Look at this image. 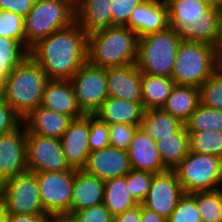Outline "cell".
Instances as JSON below:
<instances>
[{
	"mask_svg": "<svg viewBox=\"0 0 222 222\" xmlns=\"http://www.w3.org/2000/svg\"><path fill=\"white\" fill-rule=\"evenodd\" d=\"M5 91V78L0 75V98L4 97Z\"/></svg>",
	"mask_w": 222,
	"mask_h": 222,
	"instance_id": "obj_51",
	"label": "cell"
},
{
	"mask_svg": "<svg viewBox=\"0 0 222 222\" xmlns=\"http://www.w3.org/2000/svg\"><path fill=\"white\" fill-rule=\"evenodd\" d=\"M104 201V180L83 169L75 170L70 215Z\"/></svg>",
	"mask_w": 222,
	"mask_h": 222,
	"instance_id": "obj_22",
	"label": "cell"
},
{
	"mask_svg": "<svg viewBox=\"0 0 222 222\" xmlns=\"http://www.w3.org/2000/svg\"><path fill=\"white\" fill-rule=\"evenodd\" d=\"M0 222H9V214L3 206L0 207Z\"/></svg>",
	"mask_w": 222,
	"mask_h": 222,
	"instance_id": "obj_50",
	"label": "cell"
},
{
	"mask_svg": "<svg viewBox=\"0 0 222 222\" xmlns=\"http://www.w3.org/2000/svg\"><path fill=\"white\" fill-rule=\"evenodd\" d=\"M127 153L131 169L152 174L166 171L156 141L140 127L135 130Z\"/></svg>",
	"mask_w": 222,
	"mask_h": 222,
	"instance_id": "obj_19",
	"label": "cell"
},
{
	"mask_svg": "<svg viewBox=\"0 0 222 222\" xmlns=\"http://www.w3.org/2000/svg\"><path fill=\"white\" fill-rule=\"evenodd\" d=\"M183 195L174 170H166L153 175L148 196L142 204L167 220Z\"/></svg>",
	"mask_w": 222,
	"mask_h": 222,
	"instance_id": "obj_13",
	"label": "cell"
},
{
	"mask_svg": "<svg viewBox=\"0 0 222 222\" xmlns=\"http://www.w3.org/2000/svg\"><path fill=\"white\" fill-rule=\"evenodd\" d=\"M140 222H167V220L155 211H152L141 204Z\"/></svg>",
	"mask_w": 222,
	"mask_h": 222,
	"instance_id": "obj_46",
	"label": "cell"
},
{
	"mask_svg": "<svg viewBox=\"0 0 222 222\" xmlns=\"http://www.w3.org/2000/svg\"><path fill=\"white\" fill-rule=\"evenodd\" d=\"M90 152L110 146L108 124L90 115V133L88 138Z\"/></svg>",
	"mask_w": 222,
	"mask_h": 222,
	"instance_id": "obj_38",
	"label": "cell"
},
{
	"mask_svg": "<svg viewBox=\"0 0 222 222\" xmlns=\"http://www.w3.org/2000/svg\"><path fill=\"white\" fill-rule=\"evenodd\" d=\"M181 41L170 27L138 38L136 67L141 73L171 77Z\"/></svg>",
	"mask_w": 222,
	"mask_h": 222,
	"instance_id": "obj_6",
	"label": "cell"
},
{
	"mask_svg": "<svg viewBox=\"0 0 222 222\" xmlns=\"http://www.w3.org/2000/svg\"><path fill=\"white\" fill-rule=\"evenodd\" d=\"M89 133L90 115H83L72 119L68 129L60 138L63 153L72 169L81 170L87 162L90 154Z\"/></svg>",
	"mask_w": 222,
	"mask_h": 222,
	"instance_id": "obj_15",
	"label": "cell"
},
{
	"mask_svg": "<svg viewBox=\"0 0 222 222\" xmlns=\"http://www.w3.org/2000/svg\"><path fill=\"white\" fill-rule=\"evenodd\" d=\"M169 27L182 40L203 42L214 47L220 9L201 0H165Z\"/></svg>",
	"mask_w": 222,
	"mask_h": 222,
	"instance_id": "obj_2",
	"label": "cell"
},
{
	"mask_svg": "<svg viewBox=\"0 0 222 222\" xmlns=\"http://www.w3.org/2000/svg\"><path fill=\"white\" fill-rule=\"evenodd\" d=\"M0 36L13 39L25 48L24 17L8 10H0Z\"/></svg>",
	"mask_w": 222,
	"mask_h": 222,
	"instance_id": "obj_35",
	"label": "cell"
},
{
	"mask_svg": "<svg viewBox=\"0 0 222 222\" xmlns=\"http://www.w3.org/2000/svg\"><path fill=\"white\" fill-rule=\"evenodd\" d=\"M200 103L222 110V66L200 87Z\"/></svg>",
	"mask_w": 222,
	"mask_h": 222,
	"instance_id": "obj_34",
	"label": "cell"
},
{
	"mask_svg": "<svg viewBox=\"0 0 222 222\" xmlns=\"http://www.w3.org/2000/svg\"><path fill=\"white\" fill-rule=\"evenodd\" d=\"M203 1L207 6L221 9L222 8V0H201Z\"/></svg>",
	"mask_w": 222,
	"mask_h": 222,
	"instance_id": "obj_49",
	"label": "cell"
},
{
	"mask_svg": "<svg viewBox=\"0 0 222 222\" xmlns=\"http://www.w3.org/2000/svg\"><path fill=\"white\" fill-rule=\"evenodd\" d=\"M185 124L178 118L161 109L145 110L140 128L154 141L177 133Z\"/></svg>",
	"mask_w": 222,
	"mask_h": 222,
	"instance_id": "obj_27",
	"label": "cell"
},
{
	"mask_svg": "<svg viewBox=\"0 0 222 222\" xmlns=\"http://www.w3.org/2000/svg\"><path fill=\"white\" fill-rule=\"evenodd\" d=\"M222 66L210 44L182 40L177 50L172 80L175 85L200 87Z\"/></svg>",
	"mask_w": 222,
	"mask_h": 222,
	"instance_id": "obj_5",
	"label": "cell"
},
{
	"mask_svg": "<svg viewBox=\"0 0 222 222\" xmlns=\"http://www.w3.org/2000/svg\"><path fill=\"white\" fill-rule=\"evenodd\" d=\"M196 206L202 222H222V188L196 192Z\"/></svg>",
	"mask_w": 222,
	"mask_h": 222,
	"instance_id": "obj_33",
	"label": "cell"
},
{
	"mask_svg": "<svg viewBox=\"0 0 222 222\" xmlns=\"http://www.w3.org/2000/svg\"><path fill=\"white\" fill-rule=\"evenodd\" d=\"M67 2L70 6H72L75 10L79 7L82 0H62Z\"/></svg>",
	"mask_w": 222,
	"mask_h": 222,
	"instance_id": "obj_52",
	"label": "cell"
},
{
	"mask_svg": "<svg viewBox=\"0 0 222 222\" xmlns=\"http://www.w3.org/2000/svg\"><path fill=\"white\" fill-rule=\"evenodd\" d=\"M141 204L114 217L113 222H140Z\"/></svg>",
	"mask_w": 222,
	"mask_h": 222,
	"instance_id": "obj_44",
	"label": "cell"
},
{
	"mask_svg": "<svg viewBox=\"0 0 222 222\" xmlns=\"http://www.w3.org/2000/svg\"><path fill=\"white\" fill-rule=\"evenodd\" d=\"M83 170L105 181L125 176L131 170V166L126 150L107 146L90 152Z\"/></svg>",
	"mask_w": 222,
	"mask_h": 222,
	"instance_id": "obj_16",
	"label": "cell"
},
{
	"mask_svg": "<svg viewBox=\"0 0 222 222\" xmlns=\"http://www.w3.org/2000/svg\"><path fill=\"white\" fill-rule=\"evenodd\" d=\"M103 204L113 217L139 205L128 192L125 176L104 181Z\"/></svg>",
	"mask_w": 222,
	"mask_h": 222,
	"instance_id": "obj_29",
	"label": "cell"
},
{
	"mask_svg": "<svg viewBox=\"0 0 222 222\" xmlns=\"http://www.w3.org/2000/svg\"><path fill=\"white\" fill-rule=\"evenodd\" d=\"M214 49L218 57L222 60V8L219 11L217 36L214 44Z\"/></svg>",
	"mask_w": 222,
	"mask_h": 222,
	"instance_id": "obj_47",
	"label": "cell"
},
{
	"mask_svg": "<svg viewBox=\"0 0 222 222\" xmlns=\"http://www.w3.org/2000/svg\"><path fill=\"white\" fill-rule=\"evenodd\" d=\"M77 104L84 115H95L108 97L107 68L87 62L69 79Z\"/></svg>",
	"mask_w": 222,
	"mask_h": 222,
	"instance_id": "obj_10",
	"label": "cell"
},
{
	"mask_svg": "<svg viewBox=\"0 0 222 222\" xmlns=\"http://www.w3.org/2000/svg\"><path fill=\"white\" fill-rule=\"evenodd\" d=\"M49 214L43 215H24L9 214V222H48Z\"/></svg>",
	"mask_w": 222,
	"mask_h": 222,
	"instance_id": "obj_45",
	"label": "cell"
},
{
	"mask_svg": "<svg viewBox=\"0 0 222 222\" xmlns=\"http://www.w3.org/2000/svg\"><path fill=\"white\" fill-rule=\"evenodd\" d=\"M76 10L62 0H36L24 18L25 49L76 21Z\"/></svg>",
	"mask_w": 222,
	"mask_h": 222,
	"instance_id": "obj_7",
	"label": "cell"
},
{
	"mask_svg": "<svg viewBox=\"0 0 222 222\" xmlns=\"http://www.w3.org/2000/svg\"><path fill=\"white\" fill-rule=\"evenodd\" d=\"M74 176L75 169L36 173L41 203L47 214H70Z\"/></svg>",
	"mask_w": 222,
	"mask_h": 222,
	"instance_id": "obj_11",
	"label": "cell"
},
{
	"mask_svg": "<svg viewBox=\"0 0 222 222\" xmlns=\"http://www.w3.org/2000/svg\"><path fill=\"white\" fill-rule=\"evenodd\" d=\"M189 151L222 158V132L200 131L188 132Z\"/></svg>",
	"mask_w": 222,
	"mask_h": 222,
	"instance_id": "obj_32",
	"label": "cell"
},
{
	"mask_svg": "<svg viewBox=\"0 0 222 222\" xmlns=\"http://www.w3.org/2000/svg\"><path fill=\"white\" fill-rule=\"evenodd\" d=\"M142 101L145 110L161 109L175 86L171 77L142 73Z\"/></svg>",
	"mask_w": 222,
	"mask_h": 222,
	"instance_id": "obj_28",
	"label": "cell"
},
{
	"mask_svg": "<svg viewBox=\"0 0 222 222\" xmlns=\"http://www.w3.org/2000/svg\"><path fill=\"white\" fill-rule=\"evenodd\" d=\"M71 120L69 116L39 106L23 118L22 123L27 134L60 139Z\"/></svg>",
	"mask_w": 222,
	"mask_h": 222,
	"instance_id": "obj_21",
	"label": "cell"
},
{
	"mask_svg": "<svg viewBox=\"0 0 222 222\" xmlns=\"http://www.w3.org/2000/svg\"><path fill=\"white\" fill-rule=\"evenodd\" d=\"M112 0H82L76 9V22L87 35L113 26Z\"/></svg>",
	"mask_w": 222,
	"mask_h": 222,
	"instance_id": "obj_24",
	"label": "cell"
},
{
	"mask_svg": "<svg viewBox=\"0 0 222 222\" xmlns=\"http://www.w3.org/2000/svg\"><path fill=\"white\" fill-rule=\"evenodd\" d=\"M36 0H0V10H8L26 17Z\"/></svg>",
	"mask_w": 222,
	"mask_h": 222,
	"instance_id": "obj_43",
	"label": "cell"
},
{
	"mask_svg": "<svg viewBox=\"0 0 222 222\" xmlns=\"http://www.w3.org/2000/svg\"><path fill=\"white\" fill-rule=\"evenodd\" d=\"M27 169L30 172H61L72 168L67 163L60 139L27 134Z\"/></svg>",
	"mask_w": 222,
	"mask_h": 222,
	"instance_id": "obj_12",
	"label": "cell"
},
{
	"mask_svg": "<svg viewBox=\"0 0 222 222\" xmlns=\"http://www.w3.org/2000/svg\"><path fill=\"white\" fill-rule=\"evenodd\" d=\"M141 83L142 73L136 64L107 68L108 97L143 103Z\"/></svg>",
	"mask_w": 222,
	"mask_h": 222,
	"instance_id": "obj_17",
	"label": "cell"
},
{
	"mask_svg": "<svg viewBox=\"0 0 222 222\" xmlns=\"http://www.w3.org/2000/svg\"><path fill=\"white\" fill-rule=\"evenodd\" d=\"M72 216L76 222H113L114 219L103 203L76 211Z\"/></svg>",
	"mask_w": 222,
	"mask_h": 222,
	"instance_id": "obj_41",
	"label": "cell"
},
{
	"mask_svg": "<svg viewBox=\"0 0 222 222\" xmlns=\"http://www.w3.org/2000/svg\"><path fill=\"white\" fill-rule=\"evenodd\" d=\"M0 207H2V186H0Z\"/></svg>",
	"mask_w": 222,
	"mask_h": 222,
	"instance_id": "obj_53",
	"label": "cell"
},
{
	"mask_svg": "<svg viewBox=\"0 0 222 222\" xmlns=\"http://www.w3.org/2000/svg\"><path fill=\"white\" fill-rule=\"evenodd\" d=\"M40 107L76 119L81 112L70 80L49 79L42 94Z\"/></svg>",
	"mask_w": 222,
	"mask_h": 222,
	"instance_id": "obj_20",
	"label": "cell"
},
{
	"mask_svg": "<svg viewBox=\"0 0 222 222\" xmlns=\"http://www.w3.org/2000/svg\"><path fill=\"white\" fill-rule=\"evenodd\" d=\"M152 173L131 169L126 175L127 189L138 204H142L148 196Z\"/></svg>",
	"mask_w": 222,
	"mask_h": 222,
	"instance_id": "obj_36",
	"label": "cell"
},
{
	"mask_svg": "<svg viewBox=\"0 0 222 222\" xmlns=\"http://www.w3.org/2000/svg\"><path fill=\"white\" fill-rule=\"evenodd\" d=\"M48 222H76L70 214H49Z\"/></svg>",
	"mask_w": 222,
	"mask_h": 222,
	"instance_id": "obj_48",
	"label": "cell"
},
{
	"mask_svg": "<svg viewBox=\"0 0 222 222\" xmlns=\"http://www.w3.org/2000/svg\"><path fill=\"white\" fill-rule=\"evenodd\" d=\"M138 36L127 26L115 25L87 35V63L101 68L136 64Z\"/></svg>",
	"mask_w": 222,
	"mask_h": 222,
	"instance_id": "obj_3",
	"label": "cell"
},
{
	"mask_svg": "<svg viewBox=\"0 0 222 222\" xmlns=\"http://www.w3.org/2000/svg\"><path fill=\"white\" fill-rule=\"evenodd\" d=\"M27 130L21 123L15 130L0 135V183L27 169Z\"/></svg>",
	"mask_w": 222,
	"mask_h": 222,
	"instance_id": "obj_14",
	"label": "cell"
},
{
	"mask_svg": "<svg viewBox=\"0 0 222 222\" xmlns=\"http://www.w3.org/2000/svg\"><path fill=\"white\" fill-rule=\"evenodd\" d=\"M108 128L110 146L127 151L137 126L117 123L109 124Z\"/></svg>",
	"mask_w": 222,
	"mask_h": 222,
	"instance_id": "obj_39",
	"label": "cell"
},
{
	"mask_svg": "<svg viewBox=\"0 0 222 222\" xmlns=\"http://www.w3.org/2000/svg\"><path fill=\"white\" fill-rule=\"evenodd\" d=\"M146 0H112L111 14L113 26H126L132 11Z\"/></svg>",
	"mask_w": 222,
	"mask_h": 222,
	"instance_id": "obj_40",
	"label": "cell"
},
{
	"mask_svg": "<svg viewBox=\"0 0 222 222\" xmlns=\"http://www.w3.org/2000/svg\"><path fill=\"white\" fill-rule=\"evenodd\" d=\"M144 111L143 103L107 97L95 116L108 125L121 123L140 127Z\"/></svg>",
	"mask_w": 222,
	"mask_h": 222,
	"instance_id": "obj_23",
	"label": "cell"
},
{
	"mask_svg": "<svg viewBox=\"0 0 222 222\" xmlns=\"http://www.w3.org/2000/svg\"><path fill=\"white\" fill-rule=\"evenodd\" d=\"M28 55L19 42L0 36V75L6 79Z\"/></svg>",
	"mask_w": 222,
	"mask_h": 222,
	"instance_id": "obj_31",
	"label": "cell"
},
{
	"mask_svg": "<svg viewBox=\"0 0 222 222\" xmlns=\"http://www.w3.org/2000/svg\"><path fill=\"white\" fill-rule=\"evenodd\" d=\"M49 78L29 55L5 79L4 101L21 118L41 104Z\"/></svg>",
	"mask_w": 222,
	"mask_h": 222,
	"instance_id": "obj_4",
	"label": "cell"
},
{
	"mask_svg": "<svg viewBox=\"0 0 222 222\" xmlns=\"http://www.w3.org/2000/svg\"><path fill=\"white\" fill-rule=\"evenodd\" d=\"M199 104L198 87L175 85L162 109L185 123Z\"/></svg>",
	"mask_w": 222,
	"mask_h": 222,
	"instance_id": "obj_25",
	"label": "cell"
},
{
	"mask_svg": "<svg viewBox=\"0 0 222 222\" xmlns=\"http://www.w3.org/2000/svg\"><path fill=\"white\" fill-rule=\"evenodd\" d=\"M174 172L186 194L222 188L220 157L189 151Z\"/></svg>",
	"mask_w": 222,
	"mask_h": 222,
	"instance_id": "obj_8",
	"label": "cell"
},
{
	"mask_svg": "<svg viewBox=\"0 0 222 222\" xmlns=\"http://www.w3.org/2000/svg\"><path fill=\"white\" fill-rule=\"evenodd\" d=\"M2 206L8 214H47L41 203L36 173L26 171L2 183Z\"/></svg>",
	"mask_w": 222,
	"mask_h": 222,
	"instance_id": "obj_9",
	"label": "cell"
},
{
	"mask_svg": "<svg viewBox=\"0 0 222 222\" xmlns=\"http://www.w3.org/2000/svg\"><path fill=\"white\" fill-rule=\"evenodd\" d=\"M156 146L166 170H174L189 152V134L185 125L171 136L161 137Z\"/></svg>",
	"mask_w": 222,
	"mask_h": 222,
	"instance_id": "obj_26",
	"label": "cell"
},
{
	"mask_svg": "<svg viewBox=\"0 0 222 222\" xmlns=\"http://www.w3.org/2000/svg\"><path fill=\"white\" fill-rule=\"evenodd\" d=\"M184 124L187 132L208 130L222 132V110L210 108L200 103Z\"/></svg>",
	"mask_w": 222,
	"mask_h": 222,
	"instance_id": "obj_30",
	"label": "cell"
},
{
	"mask_svg": "<svg viewBox=\"0 0 222 222\" xmlns=\"http://www.w3.org/2000/svg\"><path fill=\"white\" fill-rule=\"evenodd\" d=\"M167 222H202L196 206V192L192 194L184 193Z\"/></svg>",
	"mask_w": 222,
	"mask_h": 222,
	"instance_id": "obj_37",
	"label": "cell"
},
{
	"mask_svg": "<svg viewBox=\"0 0 222 222\" xmlns=\"http://www.w3.org/2000/svg\"><path fill=\"white\" fill-rule=\"evenodd\" d=\"M49 79L69 80L87 62V34L75 21L30 48Z\"/></svg>",
	"mask_w": 222,
	"mask_h": 222,
	"instance_id": "obj_1",
	"label": "cell"
},
{
	"mask_svg": "<svg viewBox=\"0 0 222 222\" xmlns=\"http://www.w3.org/2000/svg\"><path fill=\"white\" fill-rule=\"evenodd\" d=\"M138 38L169 27L168 8L165 0H146L131 13L126 25Z\"/></svg>",
	"mask_w": 222,
	"mask_h": 222,
	"instance_id": "obj_18",
	"label": "cell"
},
{
	"mask_svg": "<svg viewBox=\"0 0 222 222\" xmlns=\"http://www.w3.org/2000/svg\"><path fill=\"white\" fill-rule=\"evenodd\" d=\"M21 123L22 119L13 111L3 98H0V135L12 132Z\"/></svg>",
	"mask_w": 222,
	"mask_h": 222,
	"instance_id": "obj_42",
	"label": "cell"
}]
</instances>
